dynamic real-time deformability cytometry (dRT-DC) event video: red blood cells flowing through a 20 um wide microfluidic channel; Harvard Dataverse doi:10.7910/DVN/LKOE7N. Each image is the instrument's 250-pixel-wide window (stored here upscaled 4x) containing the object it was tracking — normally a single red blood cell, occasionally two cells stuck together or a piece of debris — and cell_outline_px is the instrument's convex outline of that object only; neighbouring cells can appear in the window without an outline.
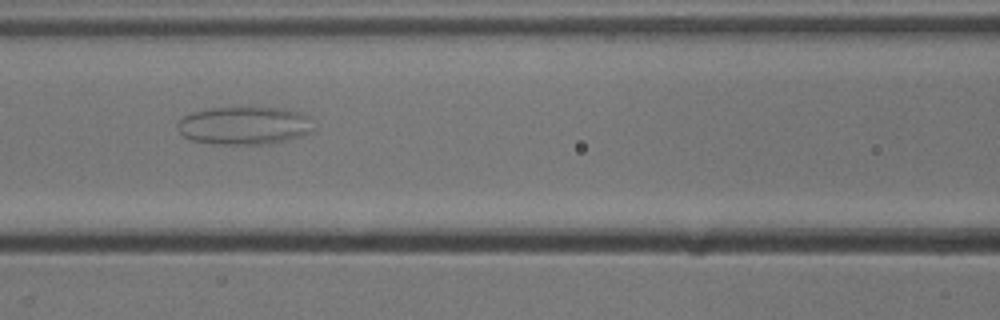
{"species": "common noctule bat (a hibernating species)", "species_latin": "Nyctalus noctula", "temperature_condition": "cold", "stored_images_in_passage": 42, "camera_frame_rate_fps": 3000, "um_per_image_px": 0.085, "animal": {"sex": "male", "body_mass_g": 13.3}, "frame": {"image": 1, "passage_image": 11, "time_ms": 3.333, "image_size_px": [1000, 320], "cell_outline_px": [[312, 132], [300, 136], [268, 144], [212, 144], [192, 140], [184, 136], [176, 128], [176, 124], [184, 116], [192, 112], [212, 108], [288, 108], [300, 112], [308, 116], [312, 128]], "centroid_in_image_um": [20.75, 10.67], "position_along_channel_um": 145.9, "area_um2": 30.0}}
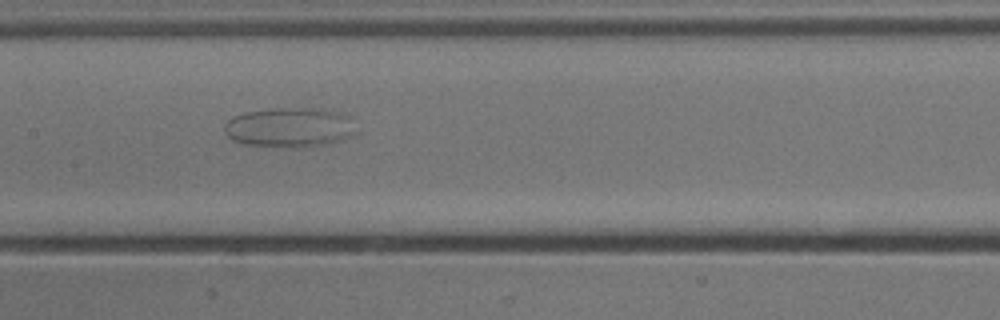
{"frame": {"image": 2, "passage_image": 14, "time_ms": 4.333, "image_size_px": [1000, 320], "cell_outline_px": [[360, 132], [352, 136], [340, 140], [324, 144], [296, 148], [292, 148], [244, 144], [232, 140], [224, 132], [224, 124], [232, 116], [244, 112], [276, 108], [312, 108], [344, 112], [348, 116]], "centroid_in_image_um": [24.64, 10.83], "position_along_channel_um": 182.8, "area_um2": 30.92}}
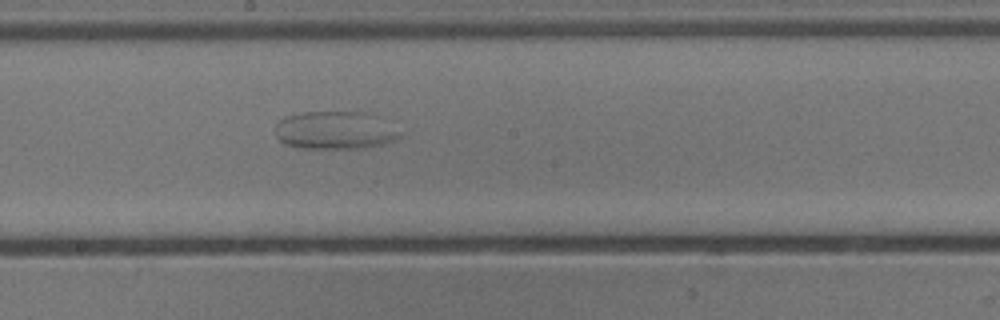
{"frame": {"image": 3, "passage_image": 17, "time_ms": 5.333, "image_size_px": [1000, 320], "cell_outline_px": [[408, 132], [404, 136], [384, 144], [364, 148], [304, 148], [284, 144], [276, 136], [276, 124], [280, 120], [288, 116], [304, 112], [364, 112]], "centroid_in_image_um": [28.56, 11.09], "position_along_channel_um": 219.6, "area_um2": 27.69}}